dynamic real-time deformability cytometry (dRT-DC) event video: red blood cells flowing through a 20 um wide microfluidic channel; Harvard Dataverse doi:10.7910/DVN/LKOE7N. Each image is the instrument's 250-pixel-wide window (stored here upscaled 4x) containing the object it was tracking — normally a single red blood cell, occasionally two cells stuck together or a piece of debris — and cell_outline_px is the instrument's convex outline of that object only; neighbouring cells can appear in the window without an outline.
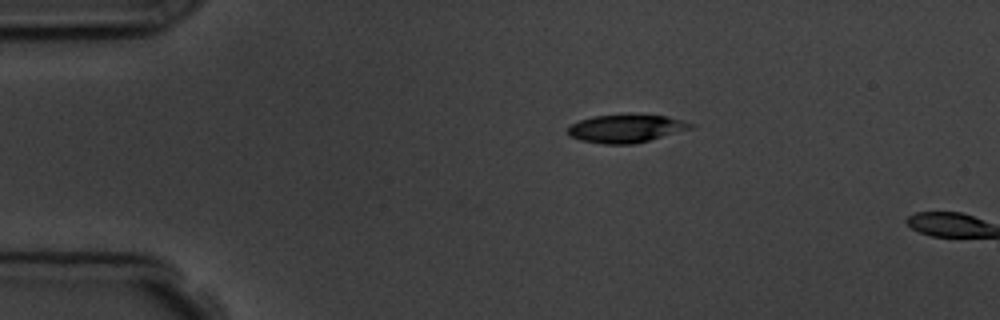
{"species": "common noctule bat (a hibernating species)", "species_latin": "Nyctalus noctula", "temperature_condition": "room temperature", "stored_images_in_passage": 2, "camera_frame_rate_fps": 3000, "um_per_image_px": 0.085, "animal": {"sex": "male", "body_mass_g": 19.5, "forearm_length_mm": 54.6}, "frame": {"image": 1, "passage_image": 1, "time_ms": 0.0, "image_size_px": [1000, 320], "cell_outline_px": [[696, 124], [692, 128], [648, 140], [632, 144], [604, 144], [580, 140], [568, 136], [568, 124], [592, 116], [632, 112], [668, 116], [684, 120]], "centroid_in_image_um": [53.2, 10.88], "position_along_channel_um": 31.8, "area_um2": 20.75}}